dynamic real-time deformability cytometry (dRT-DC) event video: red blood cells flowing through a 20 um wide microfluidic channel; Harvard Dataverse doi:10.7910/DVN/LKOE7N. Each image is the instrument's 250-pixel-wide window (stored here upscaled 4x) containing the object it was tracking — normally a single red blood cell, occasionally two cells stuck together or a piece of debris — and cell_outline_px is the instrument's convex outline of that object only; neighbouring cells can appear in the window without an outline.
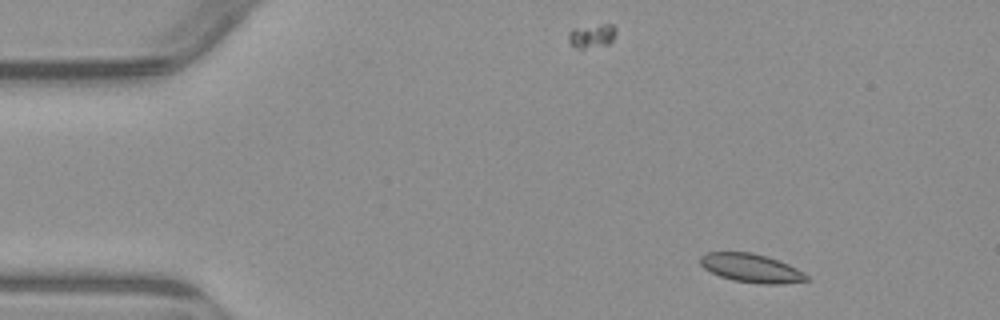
{"species": "common noctule bat (a hibernating species)", "species_latin": "Nyctalus noctula", "temperature_condition": "warm", "stored_images_in_passage": 3, "camera_frame_rate_fps": 3000, "um_per_image_px": 0.085, "animal": {"sex": "male", "body_mass_g": 23.1, "forearm_length_mm": 52.7}, "frame": {"image": 1, "passage_image": 1, "time_ms": 0.0, "image_size_px": [1000, 320], "cell_outline_px": [[812, 280], [784, 284], [760, 284], [732, 280], [720, 276], [704, 268], [700, 264], [700, 256], [708, 252], [752, 252], [788, 264], [804, 272]], "centroid_in_image_um": [63.88, 22.8], "position_along_channel_um": 21.1, "area_um2": 17.74}}
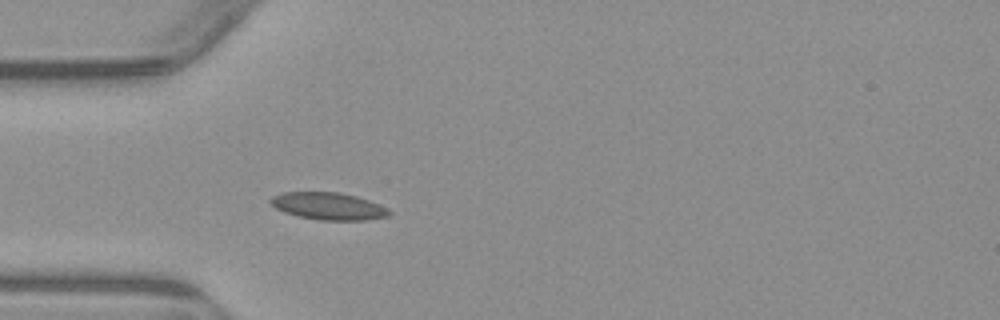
{"frame": {"image": 2, "passage_image": 3, "time_ms": 3.0, "image_size_px": [1000, 320], "cell_outline_px": [[392, 212], [388, 216], [368, 220], [320, 220], [296, 216], [284, 212], [276, 208], [268, 200], [272, 196], [284, 192], [336, 192], [356, 196], [368, 200]], "centroid_in_image_um": [27.87, 17.52], "position_along_channel_um": 57.1, "area_um2": 18.67}}